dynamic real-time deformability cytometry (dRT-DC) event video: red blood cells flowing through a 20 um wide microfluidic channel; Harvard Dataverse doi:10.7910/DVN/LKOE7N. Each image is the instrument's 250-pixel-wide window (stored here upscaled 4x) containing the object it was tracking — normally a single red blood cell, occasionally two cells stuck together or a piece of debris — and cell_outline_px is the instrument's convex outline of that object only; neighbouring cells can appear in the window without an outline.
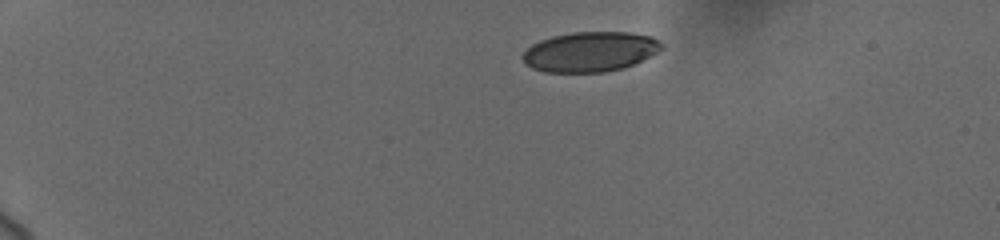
{"species": "human", "species_latin": "Homo sapiens", "temperature_condition": "cold", "stored_images_in_passage": 39, "camera_frame_rate_fps": 3000, "um_per_image_px": 0.085, "donor": {"sex": "female"}, "frame": {"image": 1, "passage_image": 1, "time_ms": 0.0, "image_size_px": [1000, 240], "cell_outline_px": [[664, 48], [624, 68], [604, 72], [544, 72], [532, 68], [524, 64], [524, 52], [532, 44], [540, 40], [552, 36], [572, 32], [628, 32], [652, 36], [664, 44]], "centroid_in_image_um": [50.16, 4.39], "position_along_channel_um": 34.8, "area_um2": 32.25}}
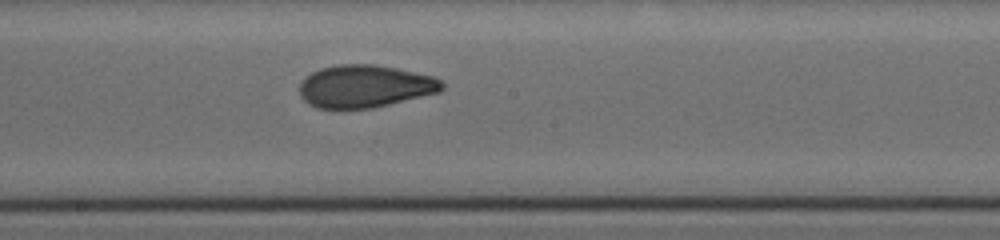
{"frame": {"image": 2, "passage_image": 19, "time_ms": 7.333, "image_size_px": [1000, 240], "cell_outline_px": [[444, 88], [440, 92], [372, 108], [316, 108], [308, 104], [300, 96], [300, 84], [312, 72], [320, 68], [340, 64], [372, 64], [396, 68], [432, 76], [444, 80]], "centroid_in_image_um": [31.04, 7.33], "position_along_channel_um": 217.2, "area_um2": 35.26}}
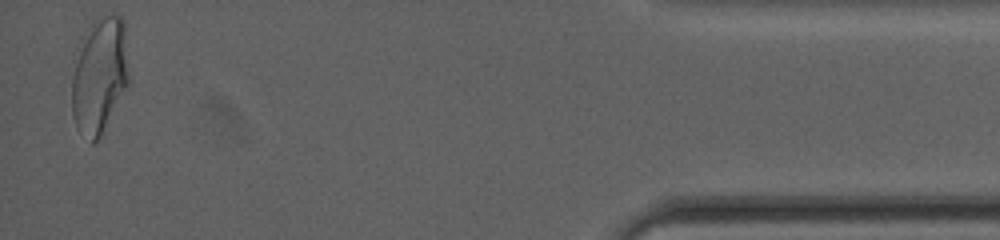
{"frame": {"image": 3, "passage_image": 39, "time_ms": 14.667, "image_size_px": [1000, 240], "cell_outline_px": [[128, 84], [104, 136], [92, 144], [76, 128], [72, 116], [72, 76], [84, 32], [92, 20], [96, 16], [120, 16], [124, 20], [128, 76]], "centroid_in_image_um": [8.46, 6.49], "position_along_channel_um": 426.7, "area_um2": 39.07}, "authors_computed_cell_mechanics": {"area_um2": 35.258, "velocity_mm_per_s": 3.7015, "shape_relaxation_time_tau1_ms": 5.2809, "shape_relaxation_time_tau2_ms": 1.5705, "deformation_change_tau1": 0.1735, "deformation_change_tau2": 0.0697}}